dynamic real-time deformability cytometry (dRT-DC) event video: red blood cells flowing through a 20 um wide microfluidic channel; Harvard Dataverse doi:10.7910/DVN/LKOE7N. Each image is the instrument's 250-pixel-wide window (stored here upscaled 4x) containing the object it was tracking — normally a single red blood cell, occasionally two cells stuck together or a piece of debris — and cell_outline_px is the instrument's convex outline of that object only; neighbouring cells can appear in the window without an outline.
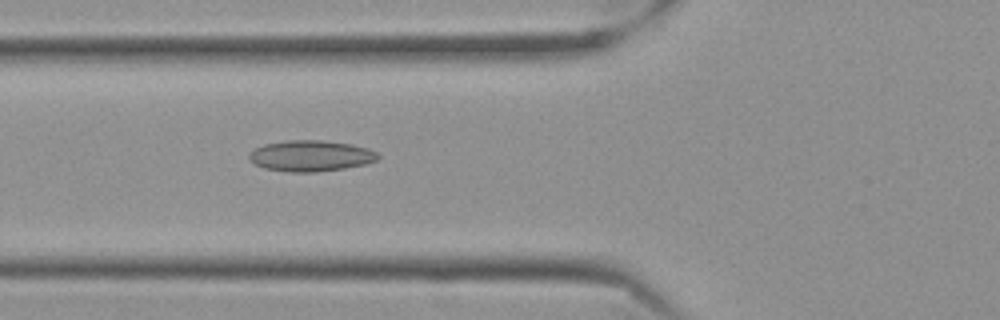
{"species": "Egyptian fruit bat (a non-hibernating species)", "species_latin": "Rousettus aegyptiacus", "temperature_condition": "cold", "stored_images_in_passage": 37, "camera_frame_rate_fps": 3000, "um_per_image_px": 0.085, "frame": {"image": 1, "passage_image": 9, "time_ms": 2.667, "image_size_px": [1000, 320], "cell_outline_px": [[380, 156], [376, 160], [364, 164], [344, 168], [316, 172], [292, 172], [264, 168], [256, 164], [248, 156], [256, 148], [264, 144], [284, 140], [320, 140], [352, 144], [368, 148], [376, 152]], "centroid_in_image_um": [26.43, 13.24], "position_along_channel_um": 99.4, "area_um2": 23.06}}
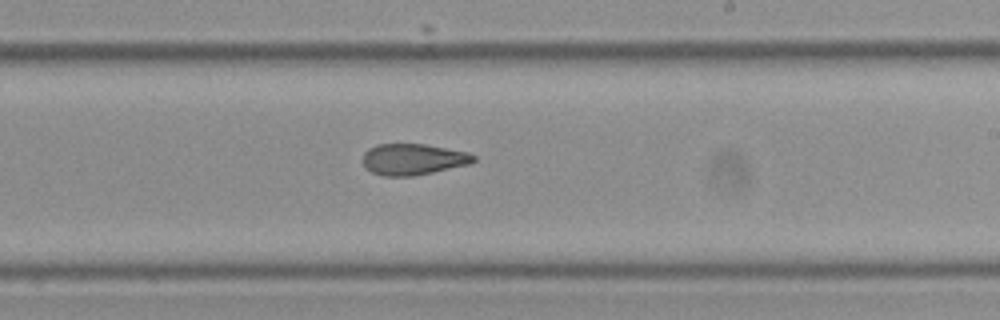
{"frame": {"image": 2, "passage_image": 22, "time_ms": 7.0, "image_size_px": [1000, 320], "cell_outline_px": [[476, 160], [468, 164], [432, 172], [412, 176], [384, 176], [372, 172], [364, 164], [364, 152], [368, 148], [376, 144], [424, 144], [468, 152], [476, 156]], "centroid_in_image_um": [35.11, 13.53], "position_along_channel_um": 253.9, "area_um2": 19.94}}
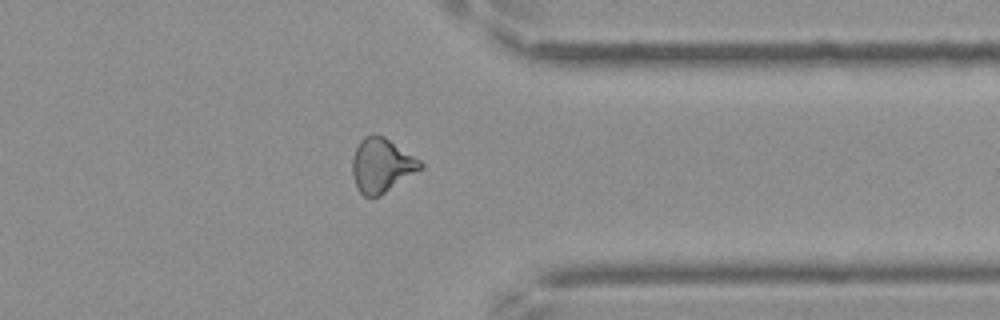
{"frame": {"image": 3, "passage_image": 33, "time_ms": 10.667, "image_size_px": [1000, 320], "cell_outline_px": [[424, 168], [380, 196], [364, 196], [360, 192], [352, 176], [352, 160], [356, 148], [360, 140], [364, 136], [384, 136], [420, 160], [424, 164]], "centroid_in_image_um": [32.45, 14.07], "position_along_channel_um": 378.9, "area_um2": 21.33}, "authors_computed_cell_mechanics": {"area_um2": 20.808, "velocity_mm_per_s": 3.5498, "shape_relaxation_time_tau1_ms": null, "shape_relaxation_time_tau2_ms": 3.8223, "deformation_change_tau1": null, "deformation_change_tau2": 0.1212}}